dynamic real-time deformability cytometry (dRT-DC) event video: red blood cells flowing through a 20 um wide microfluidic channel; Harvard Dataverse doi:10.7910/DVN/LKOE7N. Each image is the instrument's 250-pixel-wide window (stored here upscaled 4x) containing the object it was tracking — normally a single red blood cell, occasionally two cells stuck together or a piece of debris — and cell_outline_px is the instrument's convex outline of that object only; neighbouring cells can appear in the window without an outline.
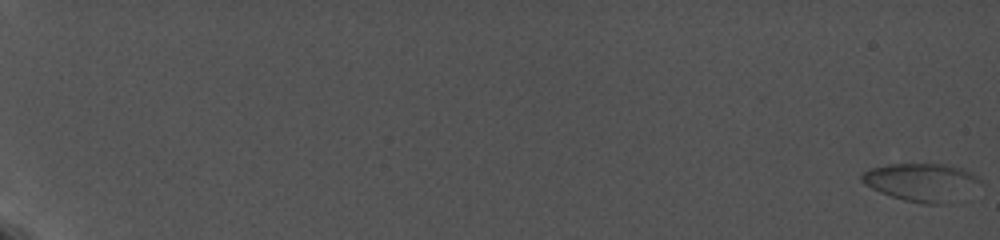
{"species": "common noctule bat (a hibernating species)", "species_latin": "Nyctalus noctula", "temperature_condition": "cold", "stored_images_in_passage": 28, "camera_frame_rate_fps": 5000, "um_per_image_px": 0.085, "animal": {"sex": "female", "body_mass_g": 19.0, "forearm_length_mm": 56.7}, "frame": {"image": 1, "passage_image": 1, "time_ms": 0.0, "image_size_px": [1000, 240], "cell_outline_px": [[984, 184], [948, 204], [920, 204], [904, 200], [880, 192], [864, 184], [860, 180], [860, 172], [872, 168], [888, 164], [948, 164], [964, 168], [980, 176]], "centroid_in_image_um": [78.39, 15.48], "position_along_channel_um": 6.6, "area_um2": 26.76}}
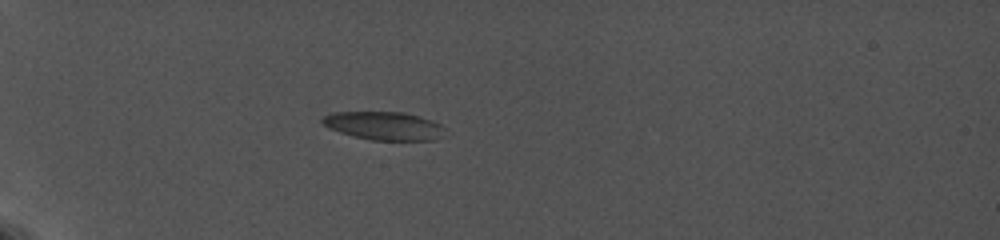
{"frame": {"image": 2, "passage_image": 15, "time_ms": 7.6, "image_size_px": [1000, 240], "cell_outline_px": [[448, 136], [436, 140], [372, 140], [340, 132], [328, 128], [320, 120], [324, 116], [332, 112], [404, 112], [420, 116], [432, 120], [448, 128]], "centroid_in_image_um": [32.76, 10.7], "position_along_channel_um": 52.2, "area_um2": 20.58}}
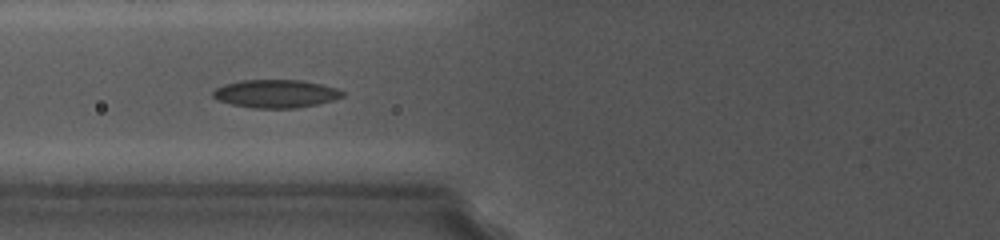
{"frame": {"image": 3, "passage_image": 20, "time_ms": 10.2, "image_size_px": [1000, 240], "cell_outline_px": [[344, 96], [332, 100], [316, 104], [296, 108], [252, 108], [232, 104], [216, 100], [212, 96], [212, 92], [216, 88], [224, 84], [240, 80], [304, 80], [336, 88], [344, 92]], "centroid_in_image_um": [23.41, 7.96], "position_along_channel_um": 102.4, "area_um2": 21.21}}